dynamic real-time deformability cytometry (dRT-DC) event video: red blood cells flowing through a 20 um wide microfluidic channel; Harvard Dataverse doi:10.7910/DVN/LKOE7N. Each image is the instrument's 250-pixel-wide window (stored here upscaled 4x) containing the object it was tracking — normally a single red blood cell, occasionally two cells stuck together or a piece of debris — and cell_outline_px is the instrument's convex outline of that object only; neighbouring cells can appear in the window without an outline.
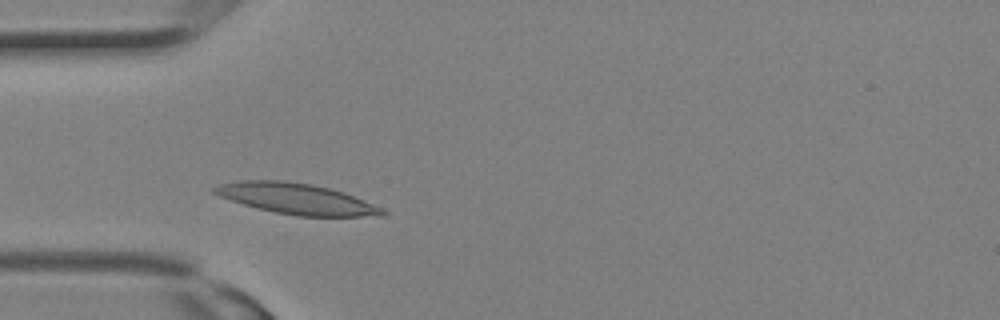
{"species": "Egyptian fruit bat (a non-hibernating species)", "species_latin": "Rousettus aegyptiacus", "temperature_condition": "room temperature", "stored_images_in_passage": 17, "camera_frame_rate_fps": 3000, "um_per_image_px": 0.085, "animal": {"sex": "female"}, "frame": {"image": 1, "passage_image": 4, "time_ms": 1.0, "image_size_px": [1000, 320], "cell_outline_px": [[388, 216], [296, 216], [276, 212], [244, 204], [220, 196], [212, 192], [212, 188], [220, 184], [244, 180], [284, 180], [312, 184], [344, 192], [384, 208], [388, 212]], "centroid_in_image_um": [25.27, 16.89], "position_along_channel_um": 59.7, "area_um2": 30.0}}
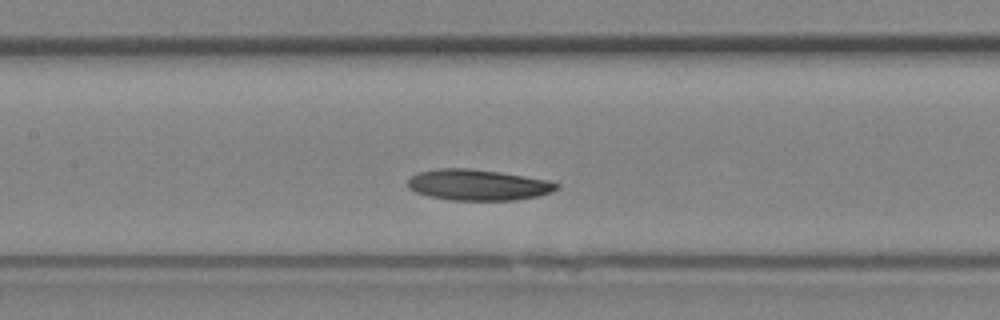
{"frame": {"image": 2, "passage_image": 9, "time_ms": 2.667, "image_size_px": [1000, 320], "cell_outline_px": [[560, 188], [552, 192], [536, 196], [516, 200], [452, 200], [428, 196], [416, 192], [408, 188], [408, 180], [412, 176], [420, 172], [440, 168], [468, 168], [500, 172], [548, 180], [560, 184]], "centroid_in_image_um": [40.65, 15.72], "position_along_channel_um": 166.7, "area_um2": 26.76}}
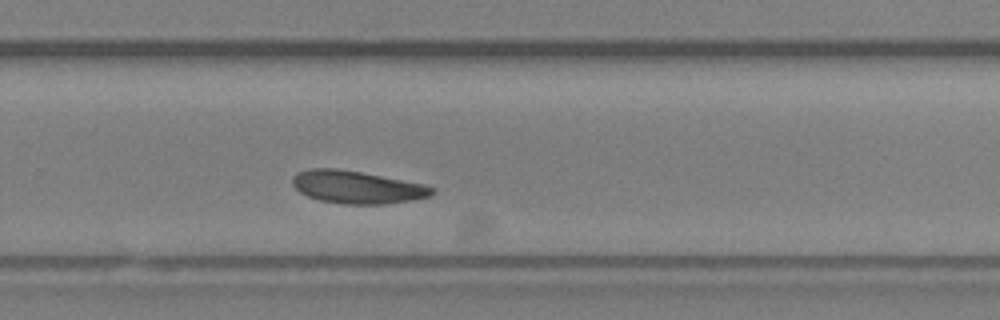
{"frame": {"image": 3, "passage_image": 15, "time_ms": 4.667, "image_size_px": [1000, 320], "cell_outline_px": [[436, 192], [428, 196], [412, 200], [384, 204], [344, 204], [320, 200], [308, 196], [300, 192], [292, 184], [292, 176], [296, 172], [308, 168], [336, 168], [360, 172], [424, 184], [436, 188]], "centroid_in_image_um": [30.32, 15.9], "position_along_channel_um": 299.5, "area_um2": 26.53}}